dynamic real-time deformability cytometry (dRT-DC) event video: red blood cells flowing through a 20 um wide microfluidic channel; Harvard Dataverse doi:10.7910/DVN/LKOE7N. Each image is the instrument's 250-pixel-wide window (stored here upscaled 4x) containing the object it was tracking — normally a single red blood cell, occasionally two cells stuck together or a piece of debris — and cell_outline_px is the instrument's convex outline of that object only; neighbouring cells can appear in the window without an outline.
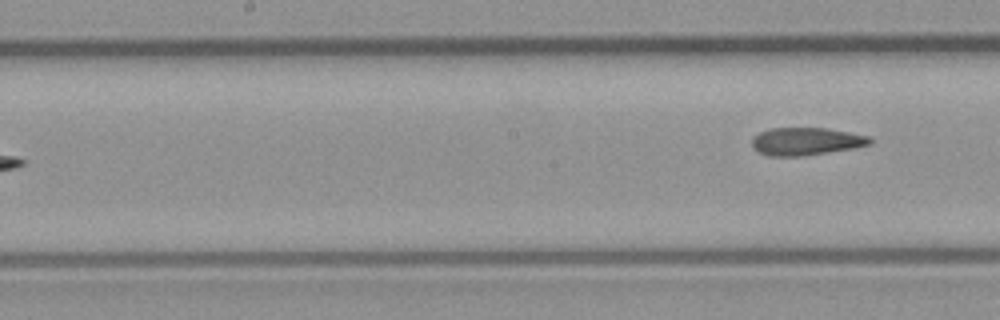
{"species": "common noctule bat (a hibernating species)", "species_latin": "Nyctalus noctula", "temperature_condition": "room temperature", "stored_images_in_passage": 7, "segment_of_instrument_passage": [2, 2], "camera_frame_rate_fps": 3000, "um_per_image_px": 0.085, "animal": {"sex": "male", "body_mass_g": 23.1, "forearm_length_mm": 52.7}, "frame": {"image": 1, "passage_image": 7, "time_ms": 2.0, "image_size_px": [1000, 320], "cell_outline_px": [[872, 144], [852, 148], [804, 156], [768, 156], [752, 148], [752, 136], [760, 132], [772, 128], [828, 128], [868, 136], [872, 140]], "centroid_in_image_um": [68.49, 12.02], "position_along_channel_um": 179.7, "area_um2": 19.02}}